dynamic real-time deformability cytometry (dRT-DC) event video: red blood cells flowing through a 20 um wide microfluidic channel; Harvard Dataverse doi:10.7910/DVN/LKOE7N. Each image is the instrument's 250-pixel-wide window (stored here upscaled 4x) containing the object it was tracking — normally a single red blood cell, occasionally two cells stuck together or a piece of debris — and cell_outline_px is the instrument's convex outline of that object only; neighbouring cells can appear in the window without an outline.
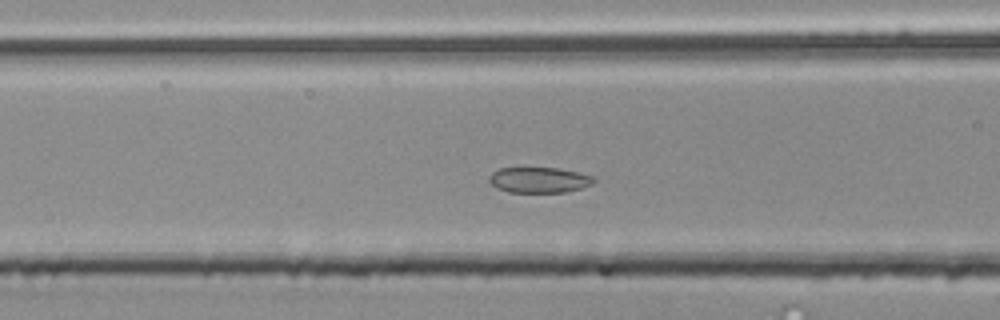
{"species": "common noctule bat (a hibernating species)", "species_latin": "Nyctalus noctula", "temperature_condition": "room temperature", "stored_images_in_passage": 50, "camera_frame_rate_fps": 3000, "um_per_image_px": 0.085, "animal": {"sex": "male", "body_mass_g": 20.4}, "frame": {"image": 1, "passage_image": 17, "time_ms": 5.333, "image_size_px": [1000, 320], "cell_outline_px": [[596, 180], [592, 184], [568, 192], [508, 192], [496, 188], [488, 180], [488, 176], [492, 172], [500, 168], [556, 168], [596, 176]], "centroid_in_image_um": [45.82, 15.3], "position_along_channel_um": 120.8, "area_um2": 15.66}}
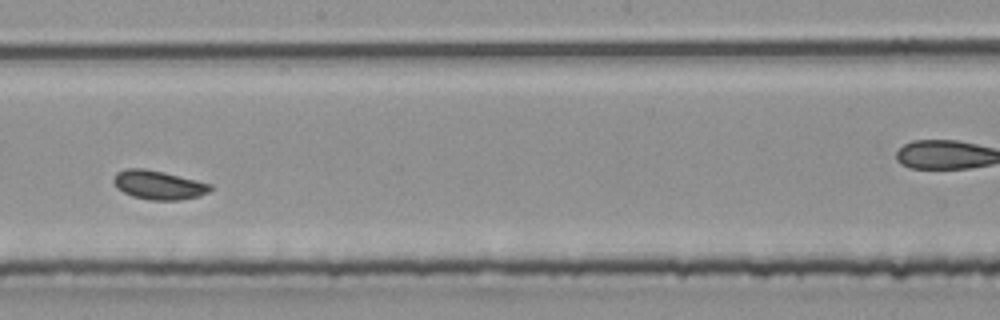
{"frame": {"image": 2, "passage_image": 26, "time_ms": 8.333, "image_size_px": [1000, 320], "cell_outline_px": [[212, 188], [208, 192], [200, 196], [180, 200], [152, 200], [132, 196], [116, 188], [112, 180], [116, 172], [124, 168], [144, 168], [164, 172], [212, 184]], "centroid_in_image_um": [13.45, 15.71], "position_along_channel_um": 234.7, "area_um2": 16.42}}
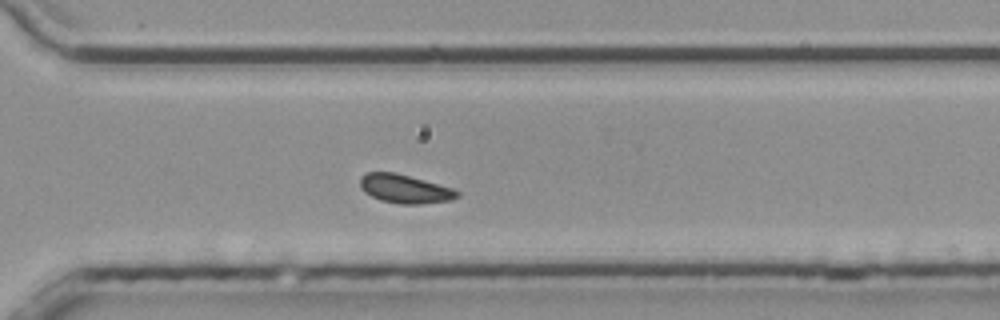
{"frame": {"image": 3, "passage_image": 34, "time_ms": 11.0, "image_size_px": [1000, 320], "cell_outline_px": [[460, 196], [452, 200], [420, 204], [400, 204], [380, 200], [364, 192], [360, 188], [360, 176], [364, 172], [396, 172], [452, 188], [460, 192]], "centroid_in_image_um": [34.39, 16.05], "position_along_channel_um": 336.2, "area_um2": 16.36}, "authors_computed_cell_mechanics": {"area_um2": 16.184, "velocity_mm_per_s": 3.8065, "shape_relaxation_time_tau1_ms": null, "shape_relaxation_time_tau2_ms": 4.6496, "deformation_change_tau1": null, "deformation_change_tau2": 0.09}}